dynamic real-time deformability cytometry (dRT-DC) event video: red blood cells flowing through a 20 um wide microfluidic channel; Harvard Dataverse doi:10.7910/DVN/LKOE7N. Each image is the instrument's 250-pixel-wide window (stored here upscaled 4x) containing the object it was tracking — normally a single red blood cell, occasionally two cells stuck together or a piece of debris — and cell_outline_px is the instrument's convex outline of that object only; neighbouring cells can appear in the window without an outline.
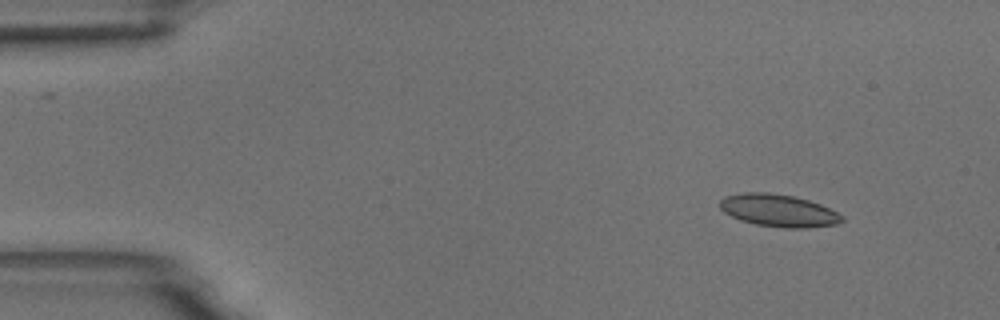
{"species": "common noctule bat (a hibernating species)", "species_latin": "Nyctalus noctula", "temperature_condition": "room temperature", "stored_images_in_passage": 5, "segment_of_instrument_passage": [1, 2], "camera_frame_rate_fps": 3000, "um_per_image_px": 0.085, "animal": {"sex": "male", "body_mass_g": 18.8}, "frame": {"image": 1, "passage_image": 1, "time_ms": 0.0, "image_size_px": [1000, 320], "cell_outline_px": [[844, 220], [836, 224], [804, 228], [784, 228], [756, 224], [740, 220], [724, 212], [720, 208], [720, 200], [724, 196], [744, 192], [768, 192], [792, 196], [808, 200], [820, 204], [844, 216]], "centroid_in_image_um": [66.16, 17.89], "position_along_channel_um": 18.8, "area_um2": 22.95}}
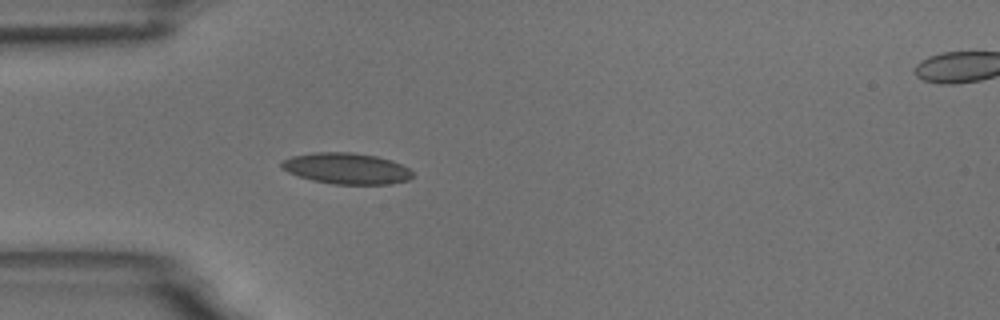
{"frame": {"image": 2, "passage_image": 4, "time_ms": 3.333, "image_size_px": [1000, 320], "cell_outline_px": [[416, 176], [408, 180], [392, 184], [332, 184], [312, 180], [288, 172], [280, 168], [280, 164], [284, 160], [292, 156], [312, 152], [352, 152], [376, 156], [392, 160], [408, 168]], "centroid_in_image_um": [29.47, 14.32], "position_along_channel_um": 55.5, "area_um2": 23.87}}